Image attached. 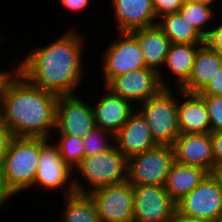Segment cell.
Listing matches in <instances>:
<instances>
[{"mask_svg":"<svg viewBox=\"0 0 222 222\" xmlns=\"http://www.w3.org/2000/svg\"><path fill=\"white\" fill-rule=\"evenodd\" d=\"M73 29L46 46L33 48L16 66L17 72L44 91L58 96L75 94L74 90L84 77L82 54L86 42Z\"/></svg>","mask_w":222,"mask_h":222,"instance_id":"cell-1","label":"cell"},{"mask_svg":"<svg viewBox=\"0 0 222 222\" xmlns=\"http://www.w3.org/2000/svg\"><path fill=\"white\" fill-rule=\"evenodd\" d=\"M57 99L58 95L34 86L16 72L4 88L0 118L15 137L50 139Z\"/></svg>","mask_w":222,"mask_h":222,"instance_id":"cell-2","label":"cell"},{"mask_svg":"<svg viewBox=\"0 0 222 222\" xmlns=\"http://www.w3.org/2000/svg\"><path fill=\"white\" fill-rule=\"evenodd\" d=\"M39 157L40 138L13 139L0 162L5 186L13 196L33 188Z\"/></svg>","mask_w":222,"mask_h":222,"instance_id":"cell-3","label":"cell"},{"mask_svg":"<svg viewBox=\"0 0 222 222\" xmlns=\"http://www.w3.org/2000/svg\"><path fill=\"white\" fill-rule=\"evenodd\" d=\"M74 169L78 178L73 175V184L78 193L88 194L93 190L127 181V158L115 145L101 154L84 157ZM79 175L87 181L86 184L78 180Z\"/></svg>","mask_w":222,"mask_h":222,"instance_id":"cell-4","label":"cell"},{"mask_svg":"<svg viewBox=\"0 0 222 222\" xmlns=\"http://www.w3.org/2000/svg\"><path fill=\"white\" fill-rule=\"evenodd\" d=\"M176 92L174 88H164L158 95L140 103L138 111L148 123L151 136L157 145L172 146L181 135Z\"/></svg>","mask_w":222,"mask_h":222,"instance_id":"cell-5","label":"cell"},{"mask_svg":"<svg viewBox=\"0 0 222 222\" xmlns=\"http://www.w3.org/2000/svg\"><path fill=\"white\" fill-rule=\"evenodd\" d=\"M174 162L172 146L156 145L127 159V181L132 186H164Z\"/></svg>","mask_w":222,"mask_h":222,"instance_id":"cell-6","label":"cell"},{"mask_svg":"<svg viewBox=\"0 0 222 222\" xmlns=\"http://www.w3.org/2000/svg\"><path fill=\"white\" fill-rule=\"evenodd\" d=\"M180 215L219 222L222 217V178L209 173L189 194L176 203Z\"/></svg>","mask_w":222,"mask_h":222,"instance_id":"cell-7","label":"cell"},{"mask_svg":"<svg viewBox=\"0 0 222 222\" xmlns=\"http://www.w3.org/2000/svg\"><path fill=\"white\" fill-rule=\"evenodd\" d=\"M49 142L50 139L40 138V157L33 187L39 186L53 192L61 188L64 196L73 194L74 171L63 161L56 145Z\"/></svg>","mask_w":222,"mask_h":222,"instance_id":"cell-8","label":"cell"},{"mask_svg":"<svg viewBox=\"0 0 222 222\" xmlns=\"http://www.w3.org/2000/svg\"><path fill=\"white\" fill-rule=\"evenodd\" d=\"M115 40L103 53V83L127 74L132 70L146 68V63L137 39L130 32H118Z\"/></svg>","mask_w":222,"mask_h":222,"instance_id":"cell-9","label":"cell"},{"mask_svg":"<svg viewBox=\"0 0 222 222\" xmlns=\"http://www.w3.org/2000/svg\"><path fill=\"white\" fill-rule=\"evenodd\" d=\"M89 104V105H88ZM96 127L93 106L77 94L60 95L56 102V135L85 138Z\"/></svg>","mask_w":222,"mask_h":222,"instance_id":"cell-10","label":"cell"},{"mask_svg":"<svg viewBox=\"0 0 222 222\" xmlns=\"http://www.w3.org/2000/svg\"><path fill=\"white\" fill-rule=\"evenodd\" d=\"M88 194L95 203L100 222H133V186L128 181Z\"/></svg>","mask_w":222,"mask_h":222,"instance_id":"cell-11","label":"cell"},{"mask_svg":"<svg viewBox=\"0 0 222 222\" xmlns=\"http://www.w3.org/2000/svg\"><path fill=\"white\" fill-rule=\"evenodd\" d=\"M133 222H169L176 212V203L164 186H133Z\"/></svg>","mask_w":222,"mask_h":222,"instance_id":"cell-12","label":"cell"},{"mask_svg":"<svg viewBox=\"0 0 222 222\" xmlns=\"http://www.w3.org/2000/svg\"><path fill=\"white\" fill-rule=\"evenodd\" d=\"M104 86L132 104L145 102L164 89L159 73L148 68L132 70L127 74L112 78Z\"/></svg>","mask_w":222,"mask_h":222,"instance_id":"cell-13","label":"cell"},{"mask_svg":"<svg viewBox=\"0 0 222 222\" xmlns=\"http://www.w3.org/2000/svg\"><path fill=\"white\" fill-rule=\"evenodd\" d=\"M175 162L201 167L214 173L210 133L181 134L172 145Z\"/></svg>","mask_w":222,"mask_h":222,"instance_id":"cell-14","label":"cell"},{"mask_svg":"<svg viewBox=\"0 0 222 222\" xmlns=\"http://www.w3.org/2000/svg\"><path fill=\"white\" fill-rule=\"evenodd\" d=\"M114 145L128 159L157 144L151 136L149 125L144 117L138 110H134L114 135Z\"/></svg>","mask_w":222,"mask_h":222,"instance_id":"cell-15","label":"cell"},{"mask_svg":"<svg viewBox=\"0 0 222 222\" xmlns=\"http://www.w3.org/2000/svg\"><path fill=\"white\" fill-rule=\"evenodd\" d=\"M130 33L139 43L146 63V68L159 73L160 81L164 88H171L172 86H170L167 80L164 79V74L162 73L163 70H161L171 45L170 40L164 34L163 30L156 24L132 30Z\"/></svg>","mask_w":222,"mask_h":222,"instance_id":"cell-16","label":"cell"},{"mask_svg":"<svg viewBox=\"0 0 222 222\" xmlns=\"http://www.w3.org/2000/svg\"><path fill=\"white\" fill-rule=\"evenodd\" d=\"M106 93L93 104L96 127L110 132L113 136L128 120L135 110L130 101L112 93L104 86Z\"/></svg>","mask_w":222,"mask_h":222,"instance_id":"cell-17","label":"cell"},{"mask_svg":"<svg viewBox=\"0 0 222 222\" xmlns=\"http://www.w3.org/2000/svg\"><path fill=\"white\" fill-rule=\"evenodd\" d=\"M111 3L118 32H130L158 22L152 0H111Z\"/></svg>","mask_w":222,"mask_h":222,"instance_id":"cell-18","label":"cell"},{"mask_svg":"<svg viewBox=\"0 0 222 222\" xmlns=\"http://www.w3.org/2000/svg\"><path fill=\"white\" fill-rule=\"evenodd\" d=\"M178 96H184L185 101L177 99L178 125L181 134L210 133L211 124L204 99L198 93H188L177 90Z\"/></svg>","mask_w":222,"mask_h":222,"instance_id":"cell-19","label":"cell"},{"mask_svg":"<svg viewBox=\"0 0 222 222\" xmlns=\"http://www.w3.org/2000/svg\"><path fill=\"white\" fill-rule=\"evenodd\" d=\"M222 67V56L206 43L197 51L188 81L180 88L188 93H200Z\"/></svg>","mask_w":222,"mask_h":222,"instance_id":"cell-20","label":"cell"},{"mask_svg":"<svg viewBox=\"0 0 222 222\" xmlns=\"http://www.w3.org/2000/svg\"><path fill=\"white\" fill-rule=\"evenodd\" d=\"M209 172L201 167L174 162L167 175L165 190L177 203L197 187Z\"/></svg>","mask_w":222,"mask_h":222,"instance_id":"cell-21","label":"cell"},{"mask_svg":"<svg viewBox=\"0 0 222 222\" xmlns=\"http://www.w3.org/2000/svg\"><path fill=\"white\" fill-rule=\"evenodd\" d=\"M202 45L171 43L163 66L177 79L176 89H180L188 81L196 53Z\"/></svg>","mask_w":222,"mask_h":222,"instance_id":"cell-22","label":"cell"},{"mask_svg":"<svg viewBox=\"0 0 222 222\" xmlns=\"http://www.w3.org/2000/svg\"><path fill=\"white\" fill-rule=\"evenodd\" d=\"M157 25L171 43L205 44V37L190 25L179 12L168 13L158 18Z\"/></svg>","mask_w":222,"mask_h":222,"instance_id":"cell-23","label":"cell"},{"mask_svg":"<svg viewBox=\"0 0 222 222\" xmlns=\"http://www.w3.org/2000/svg\"><path fill=\"white\" fill-rule=\"evenodd\" d=\"M64 199L61 222H100L95 203L89 194L75 192Z\"/></svg>","mask_w":222,"mask_h":222,"instance_id":"cell-24","label":"cell"},{"mask_svg":"<svg viewBox=\"0 0 222 222\" xmlns=\"http://www.w3.org/2000/svg\"><path fill=\"white\" fill-rule=\"evenodd\" d=\"M214 10L212 6L185 0L178 12L206 38L211 31L207 28L209 26L208 22L212 21L216 14Z\"/></svg>","mask_w":222,"mask_h":222,"instance_id":"cell-25","label":"cell"},{"mask_svg":"<svg viewBox=\"0 0 222 222\" xmlns=\"http://www.w3.org/2000/svg\"><path fill=\"white\" fill-rule=\"evenodd\" d=\"M59 137V138H58ZM59 141L55 143L63 161L74 170V168L85 157L83 138L70 135H58Z\"/></svg>","mask_w":222,"mask_h":222,"instance_id":"cell-26","label":"cell"},{"mask_svg":"<svg viewBox=\"0 0 222 222\" xmlns=\"http://www.w3.org/2000/svg\"><path fill=\"white\" fill-rule=\"evenodd\" d=\"M83 142L85 157H91L110 149L114 145V136L108 131L95 127L83 138Z\"/></svg>","mask_w":222,"mask_h":222,"instance_id":"cell-27","label":"cell"},{"mask_svg":"<svg viewBox=\"0 0 222 222\" xmlns=\"http://www.w3.org/2000/svg\"><path fill=\"white\" fill-rule=\"evenodd\" d=\"M209 115L211 132L222 131V95H200Z\"/></svg>","mask_w":222,"mask_h":222,"instance_id":"cell-28","label":"cell"},{"mask_svg":"<svg viewBox=\"0 0 222 222\" xmlns=\"http://www.w3.org/2000/svg\"><path fill=\"white\" fill-rule=\"evenodd\" d=\"M185 0H152L155 15L160 18L164 14L178 12Z\"/></svg>","mask_w":222,"mask_h":222,"instance_id":"cell-29","label":"cell"},{"mask_svg":"<svg viewBox=\"0 0 222 222\" xmlns=\"http://www.w3.org/2000/svg\"><path fill=\"white\" fill-rule=\"evenodd\" d=\"M212 154L214 158V173L222 171V131L210 132Z\"/></svg>","mask_w":222,"mask_h":222,"instance_id":"cell-30","label":"cell"},{"mask_svg":"<svg viewBox=\"0 0 222 222\" xmlns=\"http://www.w3.org/2000/svg\"><path fill=\"white\" fill-rule=\"evenodd\" d=\"M15 138L12 130L7 126V124L0 118V162L4 157L5 153Z\"/></svg>","mask_w":222,"mask_h":222,"instance_id":"cell-31","label":"cell"},{"mask_svg":"<svg viewBox=\"0 0 222 222\" xmlns=\"http://www.w3.org/2000/svg\"><path fill=\"white\" fill-rule=\"evenodd\" d=\"M198 94L213 96L222 95V67L218 69L214 77H212L206 87Z\"/></svg>","mask_w":222,"mask_h":222,"instance_id":"cell-32","label":"cell"},{"mask_svg":"<svg viewBox=\"0 0 222 222\" xmlns=\"http://www.w3.org/2000/svg\"><path fill=\"white\" fill-rule=\"evenodd\" d=\"M205 43L222 56V22L216 28L212 27L209 35L205 38Z\"/></svg>","mask_w":222,"mask_h":222,"instance_id":"cell-33","label":"cell"},{"mask_svg":"<svg viewBox=\"0 0 222 222\" xmlns=\"http://www.w3.org/2000/svg\"><path fill=\"white\" fill-rule=\"evenodd\" d=\"M61 5L66 7L69 11L77 13L86 9L89 5L90 0H58Z\"/></svg>","mask_w":222,"mask_h":222,"instance_id":"cell-34","label":"cell"},{"mask_svg":"<svg viewBox=\"0 0 222 222\" xmlns=\"http://www.w3.org/2000/svg\"><path fill=\"white\" fill-rule=\"evenodd\" d=\"M17 72V68H14L12 72L10 70H0V107L2 104V96L4 92V88L7 82L11 79V77Z\"/></svg>","mask_w":222,"mask_h":222,"instance_id":"cell-35","label":"cell"},{"mask_svg":"<svg viewBox=\"0 0 222 222\" xmlns=\"http://www.w3.org/2000/svg\"><path fill=\"white\" fill-rule=\"evenodd\" d=\"M11 197H13V195L5 186L2 170L0 167V208H2V205H5V203L8 202L7 200H10Z\"/></svg>","mask_w":222,"mask_h":222,"instance_id":"cell-36","label":"cell"},{"mask_svg":"<svg viewBox=\"0 0 222 222\" xmlns=\"http://www.w3.org/2000/svg\"><path fill=\"white\" fill-rule=\"evenodd\" d=\"M169 222H211V221L203 220L200 218L184 216L175 212L172 219Z\"/></svg>","mask_w":222,"mask_h":222,"instance_id":"cell-37","label":"cell"},{"mask_svg":"<svg viewBox=\"0 0 222 222\" xmlns=\"http://www.w3.org/2000/svg\"><path fill=\"white\" fill-rule=\"evenodd\" d=\"M189 1H192V2H197V3H200V4H205V5H208V6H212L216 3H217V0H189ZM216 1V3H215Z\"/></svg>","mask_w":222,"mask_h":222,"instance_id":"cell-38","label":"cell"}]
</instances>
